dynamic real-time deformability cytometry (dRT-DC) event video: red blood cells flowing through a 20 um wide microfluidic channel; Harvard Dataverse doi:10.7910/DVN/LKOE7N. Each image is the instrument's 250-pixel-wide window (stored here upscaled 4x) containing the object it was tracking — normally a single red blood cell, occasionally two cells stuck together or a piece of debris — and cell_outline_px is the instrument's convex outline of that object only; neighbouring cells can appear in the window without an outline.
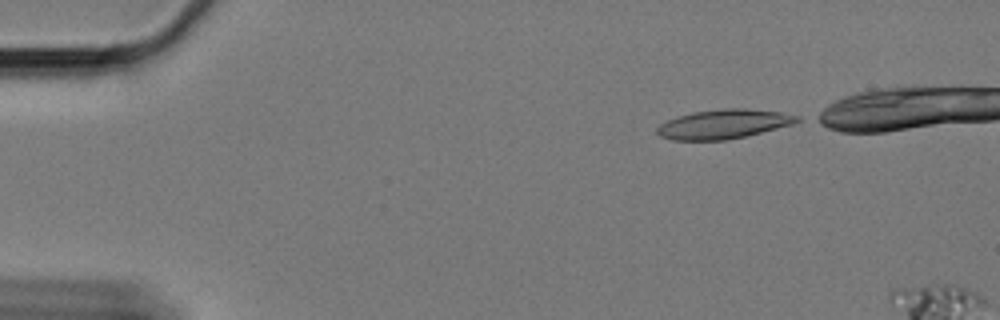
{"species": "Egyptian fruit bat (a non-hibernating species)", "species_latin": "Rousettus aegyptiacus", "temperature_condition": "cold", "stored_images_in_passage": 9, "camera_frame_rate_fps": 3000, "um_per_image_px": 0.085, "animal": {"sex": "female"}, "frame": {"image": 1, "passage_image": 1, "time_ms": 0.0, "image_size_px": [1000, 320], "cell_outline_px": [[800, 120], [792, 124], [744, 136], [724, 140], [672, 140], [660, 136], [656, 132], [656, 128], [660, 124], [676, 116], [692, 112], [720, 108], [748, 108], [784, 112], [800, 116]], "centroid_in_image_um": [61.49, 10.53], "position_along_channel_um": 23.5, "area_um2": 23.93}}